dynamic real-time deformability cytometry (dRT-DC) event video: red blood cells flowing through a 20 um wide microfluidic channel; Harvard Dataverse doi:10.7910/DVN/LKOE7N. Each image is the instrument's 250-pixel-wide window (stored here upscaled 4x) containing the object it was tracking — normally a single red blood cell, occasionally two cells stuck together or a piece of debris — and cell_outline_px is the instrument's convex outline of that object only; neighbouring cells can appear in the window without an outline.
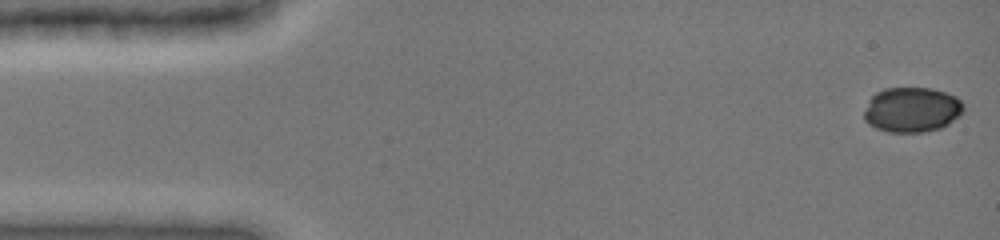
{"species": "common noctule bat (a hibernating species)", "species_latin": "Nyctalus noctula", "temperature_condition": "cold", "stored_images_in_passage": 17, "camera_frame_rate_fps": 3000, "um_per_image_px": 0.085, "animal": {"sex": "female", "body_mass_g": 19.0, "forearm_length_mm": 51.5}, "frame": {"image": 1, "passage_image": 1, "time_ms": 0.0, "image_size_px": [1000, 240], "cell_outline_px": [[964, 112], [960, 116], [948, 124], [940, 128], [924, 132], [888, 132], [876, 128], [868, 124], [864, 120], [864, 112], [868, 100], [876, 92], [884, 88], [932, 88], [956, 96], [964, 104]], "centroid_in_image_um": [77.51, 9.32], "position_along_channel_um": 7.5, "area_um2": 26.36}}
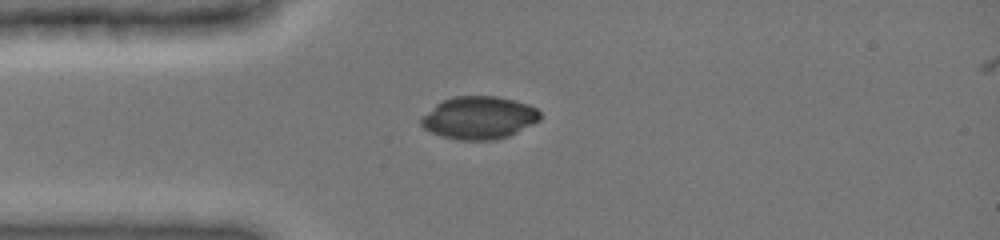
{"frame": {"image": 2, "passage_image": 12, "time_ms": 3.667, "image_size_px": [1000, 240], "cell_outline_px": [[540, 120], [508, 136], [492, 140], [460, 140], [440, 136], [424, 128], [420, 124], [420, 120], [436, 104], [452, 96], [496, 96], [528, 104], [536, 108], [540, 112]], "centroid_in_image_um": [40.71, 10.01], "position_along_channel_um": 44.3, "area_um2": 29.3}}
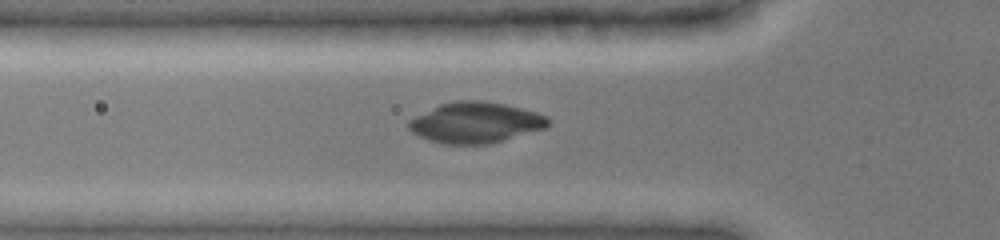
{"frame": {"image": 3, "passage_image": 16, "time_ms": 5.0, "image_size_px": [1000, 240], "cell_outline_px": [[552, 120], [544, 128], [504, 140], [488, 144], [444, 144], [428, 140], [412, 132], [408, 128], [408, 120], [440, 104], [456, 100], [480, 100], [504, 104], [536, 112], [548, 116]], "centroid_in_image_um": [40.42, 10.42], "position_along_channel_um": 85.4, "area_um2": 33.0}}